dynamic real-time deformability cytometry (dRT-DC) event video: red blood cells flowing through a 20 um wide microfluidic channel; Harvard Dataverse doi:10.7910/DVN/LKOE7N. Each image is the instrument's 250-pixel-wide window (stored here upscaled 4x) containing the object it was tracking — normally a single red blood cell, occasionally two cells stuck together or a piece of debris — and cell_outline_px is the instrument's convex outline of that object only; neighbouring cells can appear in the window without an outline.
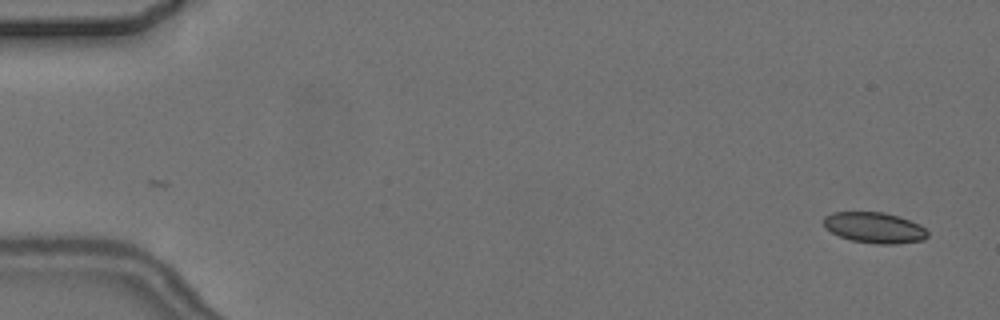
{"species": "common noctule bat (a hibernating species)", "species_latin": "Nyctalus noctula", "temperature_condition": "cold", "stored_images_in_passage": 2, "camera_frame_rate_fps": 3000, "um_per_image_px": 0.085, "animal": {"sex": "female", "body_mass_g": 24.6, "forearm_length_mm": 56.2}, "frame": {"image": 1, "passage_image": 2, "time_ms": 1.0, "image_size_px": [1000, 320], "cell_outline_px": [[928, 236], [924, 240], [896, 244], [876, 244], [852, 240], [840, 236], [824, 228], [824, 216], [832, 212], [884, 212], [900, 216], [920, 224], [928, 232]], "centroid_in_image_um": [74.35, 19.35], "position_along_channel_um": 10.7, "area_um2": 18.79}}